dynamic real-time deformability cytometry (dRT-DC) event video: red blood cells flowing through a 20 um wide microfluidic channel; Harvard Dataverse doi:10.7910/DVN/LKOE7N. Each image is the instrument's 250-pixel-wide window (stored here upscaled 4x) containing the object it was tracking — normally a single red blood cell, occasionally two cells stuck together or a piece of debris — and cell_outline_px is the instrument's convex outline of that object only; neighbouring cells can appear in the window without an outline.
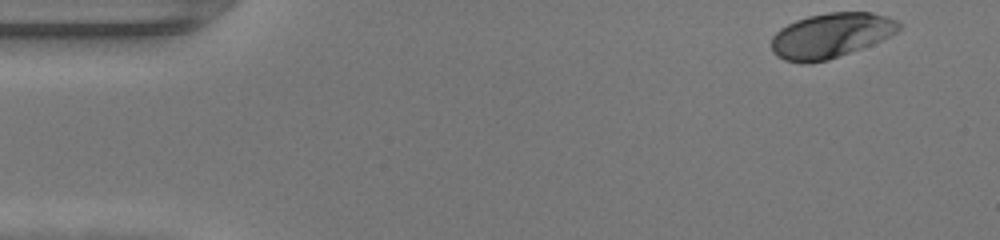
{"species": "human", "species_latin": "Homo sapiens", "temperature_condition": "warm", "stored_images_in_passage": 46, "camera_frame_rate_fps": 3000, "um_per_image_px": 0.085, "donor": {"sex": "female"}, "frame": {"image": 1, "passage_image": 1, "time_ms": 0.0, "image_size_px": [1000, 240], "cell_outline_px": [[904, 24], [896, 32], [872, 44], [828, 60], [804, 64], [784, 60], [776, 56], [772, 52], [772, 36], [780, 28], [796, 20], [808, 16], [828, 12], [872, 12], [888, 16]], "centroid_in_image_um": [70.61, 3.01], "position_along_channel_um": 14.4, "area_um2": 33.41}}
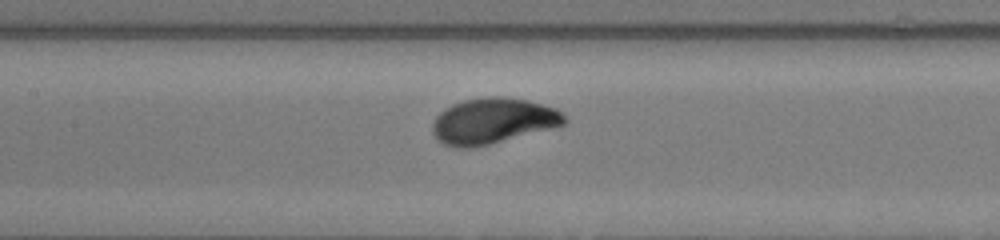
{"frame": {"image": 2, "passage_image": 20, "time_ms": 6.333, "image_size_px": [1000, 240], "cell_outline_px": [[568, 120], [564, 124], [552, 128], [472, 148], [452, 148], [444, 144], [432, 132], [432, 124], [436, 116], [444, 108], [452, 104], [464, 100], [488, 96], [504, 96], [528, 100], [556, 108]], "centroid_in_image_um": [41.87, 10.27], "position_along_channel_um": 165.5, "area_um2": 35.08}}
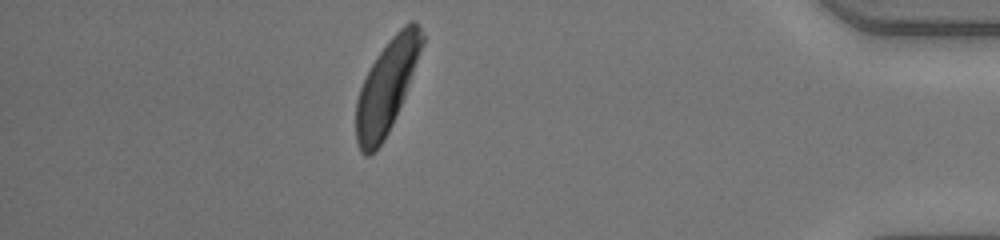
{"frame": {"image": 3, "passage_image": 40, "time_ms": 13.0, "image_size_px": [1000, 240], "cell_outline_px": [[424, 40], [404, 96], [392, 124], [384, 140], [368, 156], [364, 156], [360, 152], [356, 144], [356, 100], [360, 88], [376, 56], [388, 40], [408, 20], [416, 20], [424, 36]], "centroid_in_image_um": [32.84, 7.35], "position_along_channel_um": 402.4, "area_um2": 35.03}, "authors_computed_cell_mechanics": {"area_um2": 34.7667, "velocity_mm_per_s": 4.2626, "shape_relaxation_time_tau1_ms": 1.9193, "shape_relaxation_time_tau2_ms": null, "deformation_change_tau1": 0.15, "deformation_change_tau2": null}}